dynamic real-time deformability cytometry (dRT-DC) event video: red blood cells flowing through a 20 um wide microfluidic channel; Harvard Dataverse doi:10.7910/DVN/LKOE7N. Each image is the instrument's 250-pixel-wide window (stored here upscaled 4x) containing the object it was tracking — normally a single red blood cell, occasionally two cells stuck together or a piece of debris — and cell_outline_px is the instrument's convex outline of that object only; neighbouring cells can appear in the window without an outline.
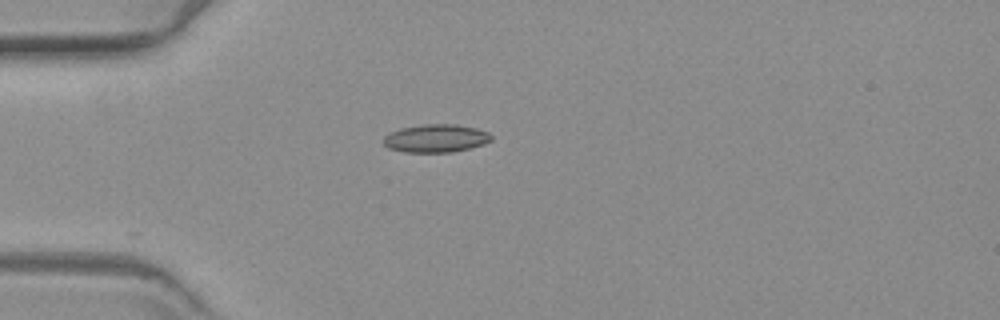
{"species": "common noctule bat (a hibernating species)", "species_latin": "Nyctalus noctula", "temperature_condition": "warm", "stored_images_in_passage": 44, "camera_frame_rate_fps": 3000, "um_per_image_px": 0.085, "animal": {"sex": "female", "body_mass_g": 19.3, "forearm_length_mm": 54.1}, "frame": {"image": 1, "passage_image": 1, "time_ms": 0.0, "image_size_px": [1000, 320], "cell_outline_px": [[492, 140], [484, 144], [452, 152], [404, 152], [388, 148], [384, 144], [384, 136], [400, 128], [424, 124], [456, 124], [476, 128], [488, 132], [492, 136]], "centroid_in_image_um": [37.06, 11.75], "position_along_channel_um": 47.9, "area_um2": 17.57}}
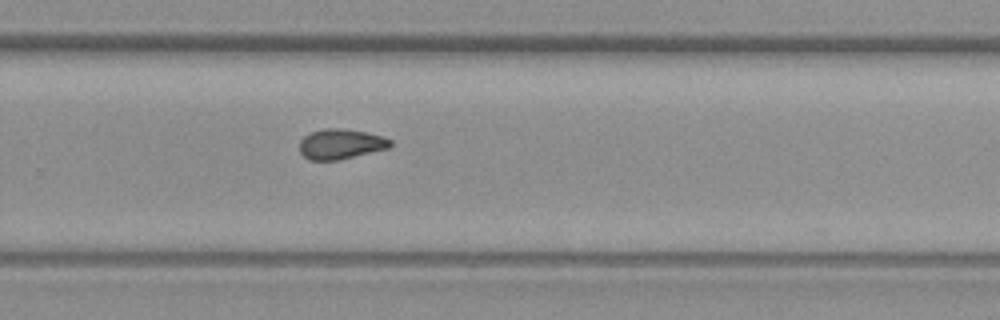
{"frame": {"image": 2, "passage_image": 24, "time_ms": 7.667, "image_size_px": [1000, 320], "cell_outline_px": [[392, 144], [388, 148], [336, 160], [308, 160], [300, 152], [300, 140], [304, 136], [312, 132], [324, 128], [344, 128], [368, 132], [384, 136], [392, 140]], "centroid_in_image_um": [28.97, 12.22], "position_along_channel_um": 300.8, "area_um2": 15.95}}
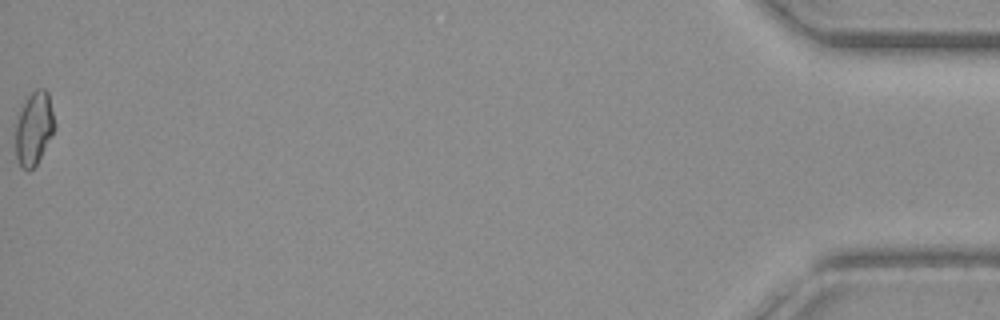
{"frame": {"image": 3, "passage_image": 44, "time_ms": 14.333, "image_size_px": [1000, 320], "cell_outline_px": [[56, 128], [52, 136], [36, 164], [28, 172], [20, 168], [16, 156], [16, 120], [20, 104], [36, 88], [44, 88], [48, 92], [56, 124]], "centroid_in_image_um": [2.88, 10.88], "position_along_channel_um": 432.3, "area_um2": 17.11}}